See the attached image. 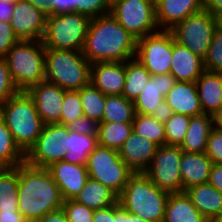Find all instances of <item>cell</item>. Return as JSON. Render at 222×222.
I'll use <instances>...</instances> for the list:
<instances>
[{
	"mask_svg": "<svg viewBox=\"0 0 222 222\" xmlns=\"http://www.w3.org/2000/svg\"><path fill=\"white\" fill-rule=\"evenodd\" d=\"M137 39L126 31L111 13L90 20L84 57L95 62H126L135 58Z\"/></svg>",
	"mask_w": 222,
	"mask_h": 222,
	"instance_id": "cell-1",
	"label": "cell"
},
{
	"mask_svg": "<svg viewBox=\"0 0 222 222\" xmlns=\"http://www.w3.org/2000/svg\"><path fill=\"white\" fill-rule=\"evenodd\" d=\"M62 205L58 185L47 168L34 167L26 162L18 165V211L29 222H37Z\"/></svg>",
	"mask_w": 222,
	"mask_h": 222,
	"instance_id": "cell-2",
	"label": "cell"
},
{
	"mask_svg": "<svg viewBox=\"0 0 222 222\" xmlns=\"http://www.w3.org/2000/svg\"><path fill=\"white\" fill-rule=\"evenodd\" d=\"M0 117L25 154L36 143L45 125L26 91L18 92L0 105Z\"/></svg>",
	"mask_w": 222,
	"mask_h": 222,
	"instance_id": "cell-3",
	"label": "cell"
},
{
	"mask_svg": "<svg viewBox=\"0 0 222 222\" xmlns=\"http://www.w3.org/2000/svg\"><path fill=\"white\" fill-rule=\"evenodd\" d=\"M169 193L159 189L145 173H134L120 195V206L148 222H163Z\"/></svg>",
	"mask_w": 222,
	"mask_h": 222,
	"instance_id": "cell-4",
	"label": "cell"
},
{
	"mask_svg": "<svg viewBox=\"0 0 222 222\" xmlns=\"http://www.w3.org/2000/svg\"><path fill=\"white\" fill-rule=\"evenodd\" d=\"M91 63L82 51L45 48V80L65 91L90 84Z\"/></svg>",
	"mask_w": 222,
	"mask_h": 222,
	"instance_id": "cell-5",
	"label": "cell"
},
{
	"mask_svg": "<svg viewBox=\"0 0 222 222\" xmlns=\"http://www.w3.org/2000/svg\"><path fill=\"white\" fill-rule=\"evenodd\" d=\"M11 77L20 91L45 80V47L42 40H19L5 56Z\"/></svg>",
	"mask_w": 222,
	"mask_h": 222,
	"instance_id": "cell-6",
	"label": "cell"
},
{
	"mask_svg": "<svg viewBox=\"0 0 222 222\" xmlns=\"http://www.w3.org/2000/svg\"><path fill=\"white\" fill-rule=\"evenodd\" d=\"M90 18L78 12L52 14L46 19L42 39L45 48L82 51Z\"/></svg>",
	"mask_w": 222,
	"mask_h": 222,
	"instance_id": "cell-7",
	"label": "cell"
},
{
	"mask_svg": "<svg viewBox=\"0 0 222 222\" xmlns=\"http://www.w3.org/2000/svg\"><path fill=\"white\" fill-rule=\"evenodd\" d=\"M86 167L89 178L99 181L117 196L135 173L120 158L117 150L99 144L89 154Z\"/></svg>",
	"mask_w": 222,
	"mask_h": 222,
	"instance_id": "cell-8",
	"label": "cell"
},
{
	"mask_svg": "<svg viewBox=\"0 0 222 222\" xmlns=\"http://www.w3.org/2000/svg\"><path fill=\"white\" fill-rule=\"evenodd\" d=\"M219 26L220 20L216 19L209 11L203 9L176 24L169 31L176 42L204 59L213 34Z\"/></svg>",
	"mask_w": 222,
	"mask_h": 222,
	"instance_id": "cell-9",
	"label": "cell"
},
{
	"mask_svg": "<svg viewBox=\"0 0 222 222\" xmlns=\"http://www.w3.org/2000/svg\"><path fill=\"white\" fill-rule=\"evenodd\" d=\"M110 13L136 39L158 32L155 0H116Z\"/></svg>",
	"mask_w": 222,
	"mask_h": 222,
	"instance_id": "cell-10",
	"label": "cell"
},
{
	"mask_svg": "<svg viewBox=\"0 0 222 222\" xmlns=\"http://www.w3.org/2000/svg\"><path fill=\"white\" fill-rule=\"evenodd\" d=\"M67 135L70 130L59 123L45 124L36 143L25 154V162L38 168H48L62 161L68 153Z\"/></svg>",
	"mask_w": 222,
	"mask_h": 222,
	"instance_id": "cell-11",
	"label": "cell"
},
{
	"mask_svg": "<svg viewBox=\"0 0 222 222\" xmlns=\"http://www.w3.org/2000/svg\"><path fill=\"white\" fill-rule=\"evenodd\" d=\"M183 150L179 146L157 147L149 168L144 172L161 190L171 193L183 192L180 161Z\"/></svg>",
	"mask_w": 222,
	"mask_h": 222,
	"instance_id": "cell-12",
	"label": "cell"
},
{
	"mask_svg": "<svg viewBox=\"0 0 222 222\" xmlns=\"http://www.w3.org/2000/svg\"><path fill=\"white\" fill-rule=\"evenodd\" d=\"M135 58L151 76L170 73L172 59V34L167 30L137 39Z\"/></svg>",
	"mask_w": 222,
	"mask_h": 222,
	"instance_id": "cell-13",
	"label": "cell"
},
{
	"mask_svg": "<svg viewBox=\"0 0 222 222\" xmlns=\"http://www.w3.org/2000/svg\"><path fill=\"white\" fill-rule=\"evenodd\" d=\"M46 19L28 0H18L14 3L11 27L19 40H42Z\"/></svg>",
	"mask_w": 222,
	"mask_h": 222,
	"instance_id": "cell-14",
	"label": "cell"
},
{
	"mask_svg": "<svg viewBox=\"0 0 222 222\" xmlns=\"http://www.w3.org/2000/svg\"><path fill=\"white\" fill-rule=\"evenodd\" d=\"M26 92L33 99L37 112L45 124H61L64 89L44 80L30 86Z\"/></svg>",
	"mask_w": 222,
	"mask_h": 222,
	"instance_id": "cell-15",
	"label": "cell"
},
{
	"mask_svg": "<svg viewBox=\"0 0 222 222\" xmlns=\"http://www.w3.org/2000/svg\"><path fill=\"white\" fill-rule=\"evenodd\" d=\"M58 185L63 201L74 199L89 178L86 165L66 161L53 163L47 168Z\"/></svg>",
	"mask_w": 222,
	"mask_h": 222,
	"instance_id": "cell-16",
	"label": "cell"
},
{
	"mask_svg": "<svg viewBox=\"0 0 222 222\" xmlns=\"http://www.w3.org/2000/svg\"><path fill=\"white\" fill-rule=\"evenodd\" d=\"M204 9V0H155V18L160 30L176 24Z\"/></svg>",
	"mask_w": 222,
	"mask_h": 222,
	"instance_id": "cell-17",
	"label": "cell"
},
{
	"mask_svg": "<svg viewBox=\"0 0 222 222\" xmlns=\"http://www.w3.org/2000/svg\"><path fill=\"white\" fill-rule=\"evenodd\" d=\"M157 147L155 143L132 131L118 152L135 173H144L151 165Z\"/></svg>",
	"mask_w": 222,
	"mask_h": 222,
	"instance_id": "cell-18",
	"label": "cell"
},
{
	"mask_svg": "<svg viewBox=\"0 0 222 222\" xmlns=\"http://www.w3.org/2000/svg\"><path fill=\"white\" fill-rule=\"evenodd\" d=\"M90 83L106 95H122L125 84V62L91 64Z\"/></svg>",
	"mask_w": 222,
	"mask_h": 222,
	"instance_id": "cell-19",
	"label": "cell"
},
{
	"mask_svg": "<svg viewBox=\"0 0 222 222\" xmlns=\"http://www.w3.org/2000/svg\"><path fill=\"white\" fill-rule=\"evenodd\" d=\"M176 82L170 73L151 76L133 102L135 114L151 115L154 108L165 100V96Z\"/></svg>",
	"mask_w": 222,
	"mask_h": 222,
	"instance_id": "cell-20",
	"label": "cell"
},
{
	"mask_svg": "<svg viewBox=\"0 0 222 222\" xmlns=\"http://www.w3.org/2000/svg\"><path fill=\"white\" fill-rule=\"evenodd\" d=\"M205 70L204 59L174 40L172 35V59L170 74L176 81L196 82Z\"/></svg>",
	"mask_w": 222,
	"mask_h": 222,
	"instance_id": "cell-21",
	"label": "cell"
},
{
	"mask_svg": "<svg viewBox=\"0 0 222 222\" xmlns=\"http://www.w3.org/2000/svg\"><path fill=\"white\" fill-rule=\"evenodd\" d=\"M195 84L203 113L216 116L222 110V75L204 70Z\"/></svg>",
	"mask_w": 222,
	"mask_h": 222,
	"instance_id": "cell-22",
	"label": "cell"
},
{
	"mask_svg": "<svg viewBox=\"0 0 222 222\" xmlns=\"http://www.w3.org/2000/svg\"><path fill=\"white\" fill-rule=\"evenodd\" d=\"M165 101L176 114L193 117L203 113L195 82L177 81L165 96Z\"/></svg>",
	"mask_w": 222,
	"mask_h": 222,
	"instance_id": "cell-23",
	"label": "cell"
},
{
	"mask_svg": "<svg viewBox=\"0 0 222 222\" xmlns=\"http://www.w3.org/2000/svg\"><path fill=\"white\" fill-rule=\"evenodd\" d=\"M212 164L205 153L183 151L180 161L183 192L194 185L207 183Z\"/></svg>",
	"mask_w": 222,
	"mask_h": 222,
	"instance_id": "cell-24",
	"label": "cell"
},
{
	"mask_svg": "<svg viewBox=\"0 0 222 222\" xmlns=\"http://www.w3.org/2000/svg\"><path fill=\"white\" fill-rule=\"evenodd\" d=\"M215 127V116L202 113L191 117L185 138L179 146L184 152L204 153L211 130Z\"/></svg>",
	"mask_w": 222,
	"mask_h": 222,
	"instance_id": "cell-25",
	"label": "cell"
},
{
	"mask_svg": "<svg viewBox=\"0 0 222 222\" xmlns=\"http://www.w3.org/2000/svg\"><path fill=\"white\" fill-rule=\"evenodd\" d=\"M192 204L209 221L222 212V193L208 182L185 190Z\"/></svg>",
	"mask_w": 222,
	"mask_h": 222,
	"instance_id": "cell-26",
	"label": "cell"
},
{
	"mask_svg": "<svg viewBox=\"0 0 222 222\" xmlns=\"http://www.w3.org/2000/svg\"><path fill=\"white\" fill-rule=\"evenodd\" d=\"M163 222H210L184 192L169 194Z\"/></svg>",
	"mask_w": 222,
	"mask_h": 222,
	"instance_id": "cell-27",
	"label": "cell"
},
{
	"mask_svg": "<svg viewBox=\"0 0 222 222\" xmlns=\"http://www.w3.org/2000/svg\"><path fill=\"white\" fill-rule=\"evenodd\" d=\"M73 200L97 210L116 204L118 196L99 181L88 178L82 190Z\"/></svg>",
	"mask_w": 222,
	"mask_h": 222,
	"instance_id": "cell-28",
	"label": "cell"
},
{
	"mask_svg": "<svg viewBox=\"0 0 222 222\" xmlns=\"http://www.w3.org/2000/svg\"><path fill=\"white\" fill-rule=\"evenodd\" d=\"M150 77L149 71L136 58L127 60L125 62V84L122 96L134 102Z\"/></svg>",
	"mask_w": 222,
	"mask_h": 222,
	"instance_id": "cell-29",
	"label": "cell"
},
{
	"mask_svg": "<svg viewBox=\"0 0 222 222\" xmlns=\"http://www.w3.org/2000/svg\"><path fill=\"white\" fill-rule=\"evenodd\" d=\"M97 145V137L70 131V135H67V149L69 151L63 161L87 165L88 156Z\"/></svg>",
	"mask_w": 222,
	"mask_h": 222,
	"instance_id": "cell-30",
	"label": "cell"
},
{
	"mask_svg": "<svg viewBox=\"0 0 222 222\" xmlns=\"http://www.w3.org/2000/svg\"><path fill=\"white\" fill-rule=\"evenodd\" d=\"M132 130V122H101L97 137L98 144L118 151Z\"/></svg>",
	"mask_w": 222,
	"mask_h": 222,
	"instance_id": "cell-31",
	"label": "cell"
},
{
	"mask_svg": "<svg viewBox=\"0 0 222 222\" xmlns=\"http://www.w3.org/2000/svg\"><path fill=\"white\" fill-rule=\"evenodd\" d=\"M134 116L133 101L122 95H106L102 122H133Z\"/></svg>",
	"mask_w": 222,
	"mask_h": 222,
	"instance_id": "cell-32",
	"label": "cell"
},
{
	"mask_svg": "<svg viewBox=\"0 0 222 222\" xmlns=\"http://www.w3.org/2000/svg\"><path fill=\"white\" fill-rule=\"evenodd\" d=\"M133 132L145 137L158 147L166 145L165 125L157 121L151 115L135 114L133 120Z\"/></svg>",
	"mask_w": 222,
	"mask_h": 222,
	"instance_id": "cell-33",
	"label": "cell"
},
{
	"mask_svg": "<svg viewBox=\"0 0 222 222\" xmlns=\"http://www.w3.org/2000/svg\"><path fill=\"white\" fill-rule=\"evenodd\" d=\"M84 116L102 122L106 96L91 83L79 90Z\"/></svg>",
	"mask_w": 222,
	"mask_h": 222,
	"instance_id": "cell-34",
	"label": "cell"
},
{
	"mask_svg": "<svg viewBox=\"0 0 222 222\" xmlns=\"http://www.w3.org/2000/svg\"><path fill=\"white\" fill-rule=\"evenodd\" d=\"M0 211H18V166L0 175Z\"/></svg>",
	"mask_w": 222,
	"mask_h": 222,
	"instance_id": "cell-35",
	"label": "cell"
},
{
	"mask_svg": "<svg viewBox=\"0 0 222 222\" xmlns=\"http://www.w3.org/2000/svg\"><path fill=\"white\" fill-rule=\"evenodd\" d=\"M0 159L10 168L25 162V153L15 143L13 136L0 117Z\"/></svg>",
	"mask_w": 222,
	"mask_h": 222,
	"instance_id": "cell-36",
	"label": "cell"
},
{
	"mask_svg": "<svg viewBox=\"0 0 222 222\" xmlns=\"http://www.w3.org/2000/svg\"><path fill=\"white\" fill-rule=\"evenodd\" d=\"M191 116L173 113L172 117L164 123L166 145L180 146L185 138Z\"/></svg>",
	"mask_w": 222,
	"mask_h": 222,
	"instance_id": "cell-37",
	"label": "cell"
},
{
	"mask_svg": "<svg viewBox=\"0 0 222 222\" xmlns=\"http://www.w3.org/2000/svg\"><path fill=\"white\" fill-rule=\"evenodd\" d=\"M84 116L79 90H68L64 93L61 112V124L67 125Z\"/></svg>",
	"mask_w": 222,
	"mask_h": 222,
	"instance_id": "cell-38",
	"label": "cell"
},
{
	"mask_svg": "<svg viewBox=\"0 0 222 222\" xmlns=\"http://www.w3.org/2000/svg\"><path fill=\"white\" fill-rule=\"evenodd\" d=\"M205 70L213 72L222 71V26L220 25L213 34L206 57L204 58Z\"/></svg>",
	"mask_w": 222,
	"mask_h": 222,
	"instance_id": "cell-39",
	"label": "cell"
},
{
	"mask_svg": "<svg viewBox=\"0 0 222 222\" xmlns=\"http://www.w3.org/2000/svg\"><path fill=\"white\" fill-rule=\"evenodd\" d=\"M62 208L69 222H93L94 210L73 199L63 201Z\"/></svg>",
	"mask_w": 222,
	"mask_h": 222,
	"instance_id": "cell-40",
	"label": "cell"
},
{
	"mask_svg": "<svg viewBox=\"0 0 222 222\" xmlns=\"http://www.w3.org/2000/svg\"><path fill=\"white\" fill-rule=\"evenodd\" d=\"M111 3L108 0H76V12L90 19L110 13Z\"/></svg>",
	"mask_w": 222,
	"mask_h": 222,
	"instance_id": "cell-41",
	"label": "cell"
},
{
	"mask_svg": "<svg viewBox=\"0 0 222 222\" xmlns=\"http://www.w3.org/2000/svg\"><path fill=\"white\" fill-rule=\"evenodd\" d=\"M20 90L16 87L5 58H0V105L15 96Z\"/></svg>",
	"mask_w": 222,
	"mask_h": 222,
	"instance_id": "cell-42",
	"label": "cell"
},
{
	"mask_svg": "<svg viewBox=\"0 0 222 222\" xmlns=\"http://www.w3.org/2000/svg\"><path fill=\"white\" fill-rule=\"evenodd\" d=\"M204 153L213 163L222 164V131L216 126L210 132Z\"/></svg>",
	"mask_w": 222,
	"mask_h": 222,
	"instance_id": "cell-43",
	"label": "cell"
},
{
	"mask_svg": "<svg viewBox=\"0 0 222 222\" xmlns=\"http://www.w3.org/2000/svg\"><path fill=\"white\" fill-rule=\"evenodd\" d=\"M18 41L11 23L0 21V58H5L11 47Z\"/></svg>",
	"mask_w": 222,
	"mask_h": 222,
	"instance_id": "cell-44",
	"label": "cell"
},
{
	"mask_svg": "<svg viewBox=\"0 0 222 222\" xmlns=\"http://www.w3.org/2000/svg\"><path fill=\"white\" fill-rule=\"evenodd\" d=\"M66 127L70 131L98 137L99 123L86 116H82L72 122H69Z\"/></svg>",
	"mask_w": 222,
	"mask_h": 222,
	"instance_id": "cell-45",
	"label": "cell"
},
{
	"mask_svg": "<svg viewBox=\"0 0 222 222\" xmlns=\"http://www.w3.org/2000/svg\"><path fill=\"white\" fill-rule=\"evenodd\" d=\"M50 15L76 12V0H50Z\"/></svg>",
	"mask_w": 222,
	"mask_h": 222,
	"instance_id": "cell-46",
	"label": "cell"
},
{
	"mask_svg": "<svg viewBox=\"0 0 222 222\" xmlns=\"http://www.w3.org/2000/svg\"><path fill=\"white\" fill-rule=\"evenodd\" d=\"M114 220L115 222H148L138 215L133 213H129L125 209H123L119 202L114 204Z\"/></svg>",
	"mask_w": 222,
	"mask_h": 222,
	"instance_id": "cell-47",
	"label": "cell"
},
{
	"mask_svg": "<svg viewBox=\"0 0 222 222\" xmlns=\"http://www.w3.org/2000/svg\"><path fill=\"white\" fill-rule=\"evenodd\" d=\"M173 115L172 108L168 105V103L163 100V102L159 103L151 116H153L157 121L165 123L168 121Z\"/></svg>",
	"mask_w": 222,
	"mask_h": 222,
	"instance_id": "cell-48",
	"label": "cell"
},
{
	"mask_svg": "<svg viewBox=\"0 0 222 222\" xmlns=\"http://www.w3.org/2000/svg\"><path fill=\"white\" fill-rule=\"evenodd\" d=\"M208 183L222 193V164H212Z\"/></svg>",
	"mask_w": 222,
	"mask_h": 222,
	"instance_id": "cell-49",
	"label": "cell"
},
{
	"mask_svg": "<svg viewBox=\"0 0 222 222\" xmlns=\"http://www.w3.org/2000/svg\"><path fill=\"white\" fill-rule=\"evenodd\" d=\"M93 222H115L114 204L105 208L94 210Z\"/></svg>",
	"mask_w": 222,
	"mask_h": 222,
	"instance_id": "cell-50",
	"label": "cell"
},
{
	"mask_svg": "<svg viewBox=\"0 0 222 222\" xmlns=\"http://www.w3.org/2000/svg\"><path fill=\"white\" fill-rule=\"evenodd\" d=\"M204 9L216 19L222 20V0H204Z\"/></svg>",
	"mask_w": 222,
	"mask_h": 222,
	"instance_id": "cell-51",
	"label": "cell"
},
{
	"mask_svg": "<svg viewBox=\"0 0 222 222\" xmlns=\"http://www.w3.org/2000/svg\"><path fill=\"white\" fill-rule=\"evenodd\" d=\"M37 222H69L63 208L46 213Z\"/></svg>",
	"mask_w": 222,
	"mask_h": 222,
	"instance_id": "cell-52",
	"label": "cell"
},
{
	"mask_svg": "<svg viewBox=\"0 0 222 222\" xmlns=\"http://www.w3.org/2000/svg\"><path fill=\"white\" fill-rule=\"evenodd\" d=\"M0 222H29L19 211H0Z\"/></svg>",
	"mask_w": 222,
	"mask_h": 222,
	"instance_id": "cell-53",
	"label": "cell"
},
{
	"mask_svg": "<svg viewBox=\"0 0 222 222\" xmlns=\"http://www.w3.org/2000/svg\"><path fill=\"white\" fill-rule=\"evenodd\" d=\"M14 3L0 0V21L10 22L13 16Z\"/></svg>",
	"mask_w": 222,
	"mask_h": 222,
	"instance_id": "cell-54",
	"label": "cell"
},
{
	"mask_svg": "<svg viewBox=\"0 0 222 222\" xmlns=\"http://www.w3.org/2000/svg\"><path fill=\"white\" fill-rule=\"evenodd\" d=\"M31 4H33L40 12H42L45 16H50V0H28Z\"/></svg>",
	"mask_w": 222,
	"mask_h": 222,
	"instance_id": "cell-55",
	"label": "cell"
},
{
	"mask_svg": "<svg viewBox=\"0 0 222 222\" xmlns=\"http://www.w3.org/2000/svg\"><path fill=\"white\" fill-rule=\"evenodd\" d=\"M215 126L222 131V110L215 116Z\"/></svg>",
	"mask_w": 222,
	"mask_h": 222,
	"instance_id": "cell-56",
	"label": "cell"
},
{
	"mask_svg": "<svg viewBox=\"0 0 222 222\" xmlns=\"http://www.w3.org/2000/svg\"><path fill=\"white\" fill-rule=\"evenodd\" d=\"M10 167L0 159V175L4 174Z\"/></svg>",
	"mask_w": 222,
	"mask_h": 222,
	"instance_id": "cell-57",
	"label": "cell"
},
{
	"mask_svg": "<svg viewBox=\"0 0 222 222\" xmlns=\"http://www.w3.org/2000/svg\"><path fill=\"white\" fill-rule=\"evenodd\" d=\"M210 222H222V212L217 215L213 220H211Z\"/></svg>",
	"mask_w": 222,
	"mask_h": 222,
	"instance_id": "cell-58",
	"label": "cell"
},
{
	"mask_svg": "<svg viewBox=\"0 0 222 222\" xmlns=\"http://www.w3.org/2000/svg\"><path fill=\"white\" fill-rule=\"evenodd\" d=\"M1 1L8 2V3H15V2H17L18 0H1Z\"/></svg>",
	"mask_w": 222,
	"mask_h": 222,
	"instance_id": "cell-59",
	"label": "cell"
},
{
	"mask_svg": "<svg viewBox=\"0 0 222 222\" xmlns=\"http://www.w3.org/2000/svg\"><path fill=\"white\" fill-rule=\"evenodd\" d=\"M111 4L114 2V1H116V0H108Z\"/></svg>",
	"mask_w": 222,
	"mask_h": 222,
	"instance_id": "cell-60",
	"label": "cell"
}]
</instances>
